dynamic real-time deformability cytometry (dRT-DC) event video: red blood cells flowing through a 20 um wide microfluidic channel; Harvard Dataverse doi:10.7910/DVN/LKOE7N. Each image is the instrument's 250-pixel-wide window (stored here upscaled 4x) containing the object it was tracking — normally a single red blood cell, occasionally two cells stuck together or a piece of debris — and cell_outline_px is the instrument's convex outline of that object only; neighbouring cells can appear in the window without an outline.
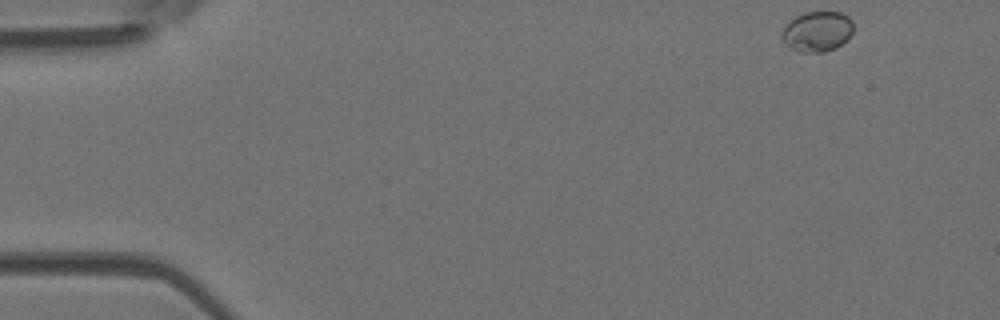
{"species": "Egyptian fruit bat (a non-hibernating species)", "species_latin": "Rousettus aegyptiacus", "temperature_condition": "room temperature", "stored_images_in_passage": 47, "camera_frame_rate_fps": 3000, "um_per_image_px": 0.085, "animal": {"sex": "female"}, "frame": {"image": 1, "passage_image": 1, "time_ms": 0.0, "image_size_px": [1000, 320], "cell_outline_px": [[852, 32], [848, 40], [836, 48], [824, 52], [800, 52], [788, 48], [784, 44], [780, 36], [784, 28], [796, 16], [804, 12], [840, 12], [848, 16], [852, 20]], "centroid_in_image_um": [69.46, 2.69], "position_along_channel_um": 15.5, "area_um2": 16.94}}
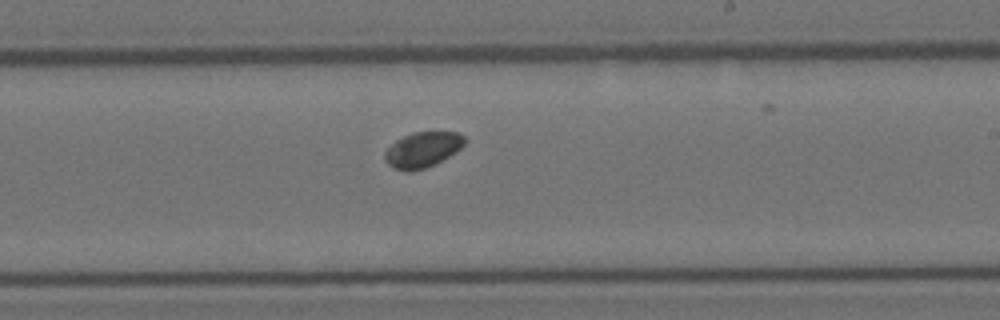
{"frame": {"image": 2, "passage_image": 27, "time_ms": 8.667, "image_size_px": [1000, 320], "cell_outline_px": [[464, 144], [456, 152], [424, 168], [408, 172], [404, 172], [392, 168], [384, 160], [384, 152], [396, 140], [412, 132], [460, 132], [464, 136]], "centroid_in_image_um": [35.88, 12.72], "position_along_channel_um": 253.1, "area_um2": 16.36}}
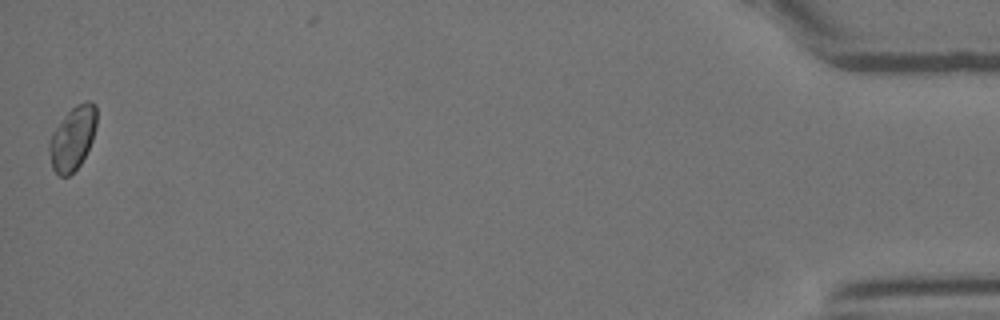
{"frame": {"image": 3, "passage_image": 47, "time_ms": 15.333, "image_size_px": [1000, 320], "cell_outline_px": [[96, 124], [92, 140], [80, 164], [68, 176], [60, 176], [52, 168], [48, 148], [48, 140], [52, 132], [64, 116], [76, 104], [88, 100], [92, 100], [96, 104]], "centroid_in_image_um": [6.16, 11.72], "position_along_channel_um": 429.0, "area_um2": 17.51}}